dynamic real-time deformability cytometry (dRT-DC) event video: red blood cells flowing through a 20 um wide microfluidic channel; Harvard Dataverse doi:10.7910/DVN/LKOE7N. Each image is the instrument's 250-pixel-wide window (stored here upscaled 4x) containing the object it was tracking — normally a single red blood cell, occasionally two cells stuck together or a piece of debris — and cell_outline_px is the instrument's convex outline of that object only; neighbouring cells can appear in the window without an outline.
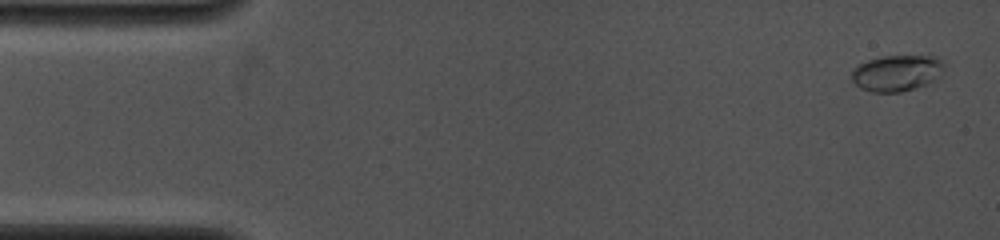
{"species": "common noctule bat (a hibernating species)", "species_latin": "Nyctalus noctula", "temperature_condition": "cold", "stored_images_in_passage": 14, "camera_frame_rate_fps": 4000, "um_per_image_px": 0.085, "animal": {"sex": "female", "body_mass_g": 19.0, "forearm_length_mm": 53.3}, "frame": {"image": 1, "passage_image": 1, "time_ms": 0.0, "image_size_px": [1000, 240], "cell_outline_px": [[944, 68], [940, 76], [936, 80], [900, 92], [872, 92], [860, 88], [852, 80], [852, 68], [868, 60], [884, 56], [940, 56], [944, 60]], "centroid_in_image_um": [76.26, 6.19], "position_along_channel_um": 8.7, "area_um2": 19.54}}
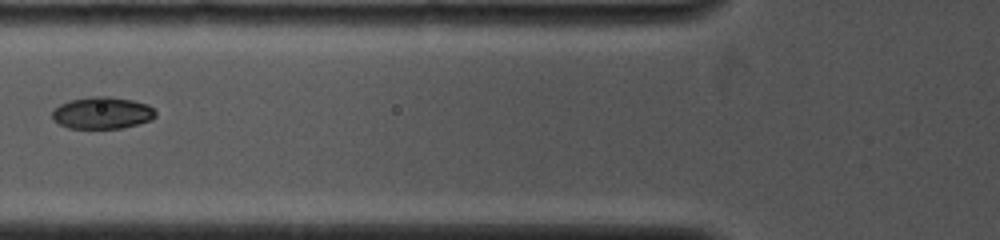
{"frame": {"image": 2, "passage_image": 11, "time_ms": 5.5, "image_size_px": [1000, 240], "cell_outline_px": [[156, 116], [152, 120], [120, 128], [68, 128], [52, 120], [52, 112], [60, 104], [72, 100], [92, 96], [108, 96], [132, 100], [148, 104], [156, 112]], "centroid_in_image_um": [8.7, 9.59], "position_along_channel_um": 117.1, "area_um2": 19.13}}
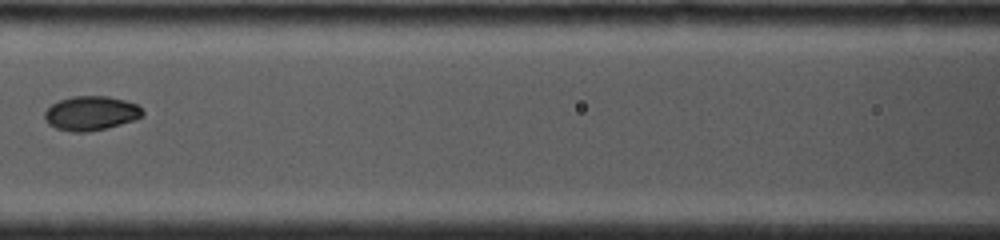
{"frame": {"image": 3, "passage_image": 13, "time_ms": 6.5, "image_size_px": [1000, 240], "cell_outline_px": [[144, 116], [108, 128], [88, 132], [72, 132], [56, 128], [48, 124], [44, 120], [44, 112], [52, 104], [60, 100], [72, 96], [108, 96], [124, 100], [136, 104], [144, 112]], "centroid_in_image_um": [7.71, 9.63], "position_along_channel_um": 158.9, "area_um2": 19.59}}